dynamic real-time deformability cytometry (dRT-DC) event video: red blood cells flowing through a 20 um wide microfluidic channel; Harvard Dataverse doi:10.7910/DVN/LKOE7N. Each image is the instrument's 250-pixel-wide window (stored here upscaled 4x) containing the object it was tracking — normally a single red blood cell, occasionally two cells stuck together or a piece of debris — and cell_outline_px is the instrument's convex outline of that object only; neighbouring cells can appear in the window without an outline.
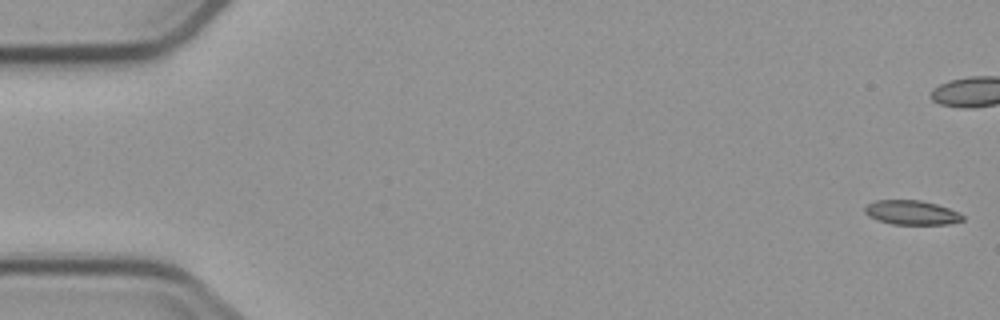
{"species": "common noctule bat (a hibernating species)", "species_latin": "Nyctalus noctula", "temperature_condition": "cold", "stored_images_in_passage": 11, "camera_frame_rate_fps": 3000, "um_per_image_px": 0.085, "animal": {"sex": "male", "body_mass_g": 23.1, "forearm_length_mm": 52.7}, "frame": {"image": 1, "passage_image": 1, "time_ms": 0.0, "image_size_px": [1000, 320], "cell_outline_px": [[964, 220], [948, 224], [892, 224], [868, 216], [864, 212], [864, 208], [868, 204], [876, 200], [920, 200], [936, 204], [960, 212], [964, 216]], "centroid_in_image_um": [77.51, 18.06], "position_along_channel_um": 7.5, "area_um2": 13.81}}
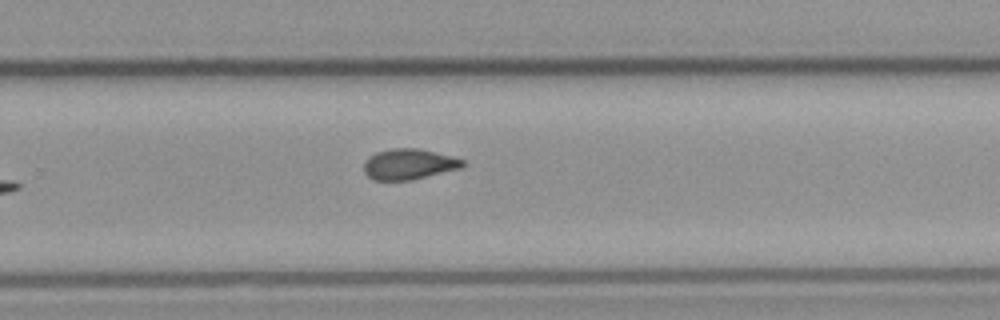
{"frame": {"image": 2, "passage_image": 11, "time_ms": 12.667, "image_size_px": [1000, 320], "cell_outline_px": [[464, 164], [460, 168], [412, 180], [372, 180], [364, 172], [364, 160], [368, 156], [376, 152], [392, 148], [420, 148], [452, 156], [464, 160]], "centroid_in_image_um": [34.72, 13.95], "position_along_channel_um": 295.1, "area_um2": 17.74}}